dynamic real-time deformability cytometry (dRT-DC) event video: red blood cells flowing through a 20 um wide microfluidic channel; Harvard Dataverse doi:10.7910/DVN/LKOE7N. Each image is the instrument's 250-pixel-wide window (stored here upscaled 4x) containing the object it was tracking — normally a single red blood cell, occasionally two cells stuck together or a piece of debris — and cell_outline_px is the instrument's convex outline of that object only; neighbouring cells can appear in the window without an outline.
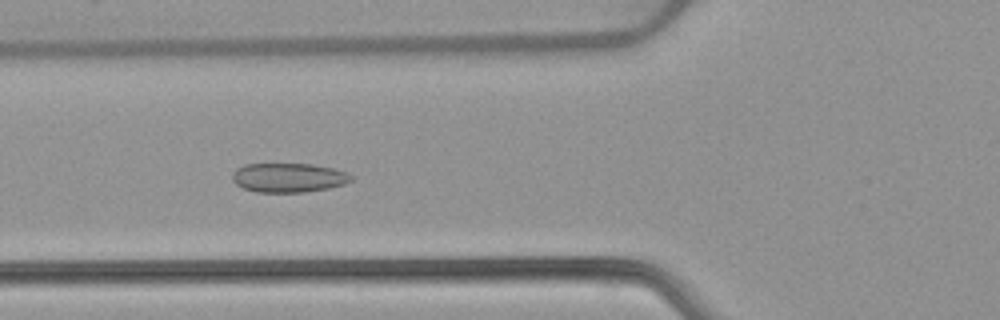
{"species": "common noctule bat (a hibernating species)", "species_latin": "Nyctalus noctula", "temperature_condition": "warm", "stored_images_in_passage": 52, "camera_frame_rate_fps": 3000, "um_per_image_px": 0.085, "animal": {"sex": "female", "body_mass_g": 22.7, "forearm_length_mm": 54.2}, "frame": {"image": 1, "passage_image": 19, "time_ms": 6.0, "image_size_px": [1000, 320], "cell_outline_px": [[352, 180], [344, 184], [328, 188], [304, 192], [256, 192], [244, 188], [236, 184], [232, 180], [232, 172], [236, 168], [244, 164], [312, 164], [332, 168], [348, 172], [352, 176]], "centroid_in_image_um": [24.51, 15.09], "position_along_channel_um": 101.3, "area_um2": 20.29}}
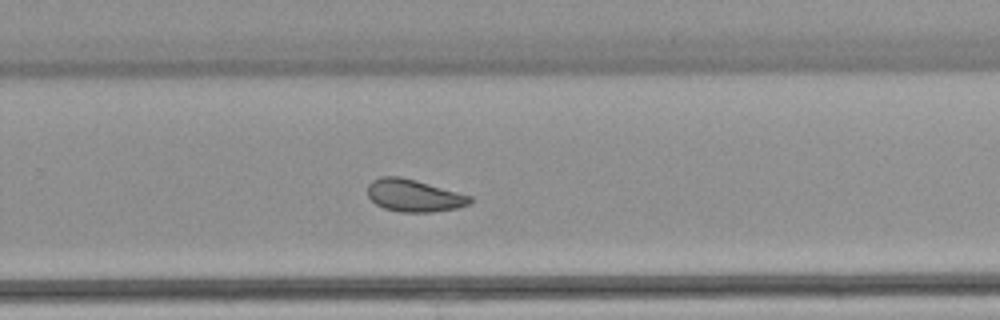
{"frame": {"image": 2, "passage_image": 34, "time_ms": 11.0, "image_size_px": [1000, 320], "cell_outline_px": [[472, 204], [456, 208], [432, 212], [400, 212], [384, 208], [376, 204], [368, 196], [368, 184], [372, 180], [380, 176], [400, 176], [416, 180], [472, 196]], "centroid_in_image_um": [35.19, 16.62], "position_along_channel_um": 294.6, "area_um2": 19.36}}
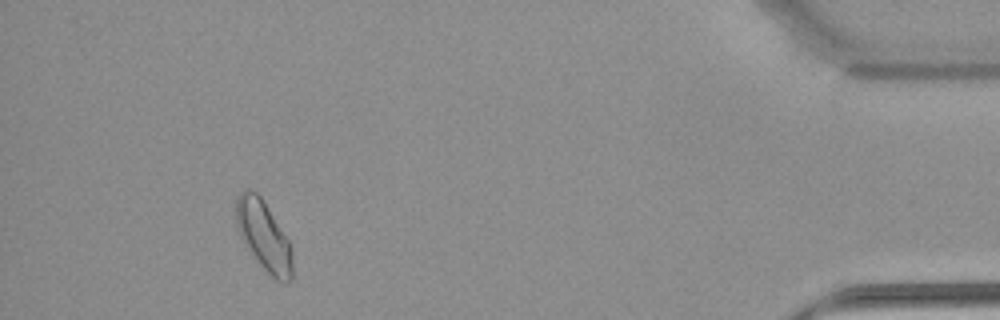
{"frame": {"image": 3, "passage_image": 48, "time_ms": 15.667, "image_size_px": [1000, 320], "cell_outline_px": [[292, 280], [276, 280], [260, 264], [244, 244], [240, 236], [236, 224], [236, 196], [244, 188], [248, 188], [256, 192], [260, 196], [288, 240], [292, 248]], "centroid_in_image_um": [22.39, 20.0], "position_along_channel_um": 412.8, "area_um2": 22.48}, "authors_computed_cell_mechanics": {"area_um2": 20.5479, "velocity_mm_per_s": 3.8745, "shape_relaxation_time_tau1_ms": null, "shape_relaxation_time_tau2_ms": 1.8175, "deformation_change_tau1": null, "deformation_change_tau2": 0.0691}}